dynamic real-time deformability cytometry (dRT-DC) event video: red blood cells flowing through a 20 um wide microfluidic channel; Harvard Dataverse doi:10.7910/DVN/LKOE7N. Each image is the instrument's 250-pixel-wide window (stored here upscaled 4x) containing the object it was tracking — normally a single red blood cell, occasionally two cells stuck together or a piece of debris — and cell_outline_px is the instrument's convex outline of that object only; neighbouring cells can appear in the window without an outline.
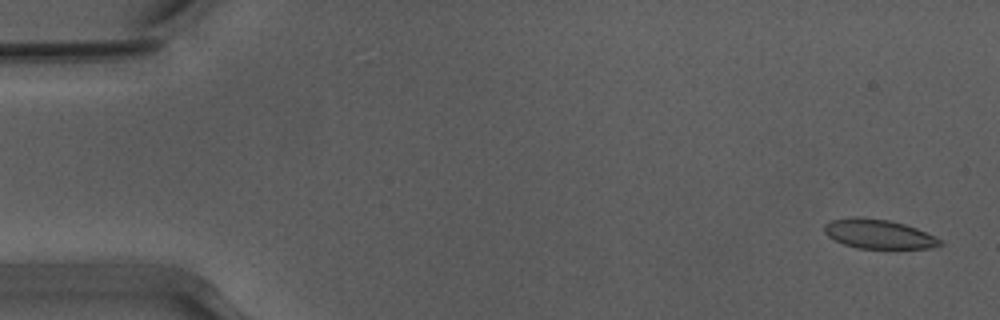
{"species": "Egyptian fruit bat (a non-hibernating species)", "species_latin": "Rousettus aegyptiacus", "temperature_condition": "warm", "stored_images_in_passage": 53, "camera_frame_rate_fps": 3000, "um_per_image_px": 0.085, "animal": {"sex": "male"}, "frame": {"image": 1, "passage_image": 2, "time_ms": 0.333, "image_size_px": [1000, 320], "cell_outline_px": [[944, 244], [932, 248], [856, 248], [844, 244], [828, 236], [824, 232], [824, 224], [832, 220], [860, 216], [888, 220], [904, 224], [916, 228], [944, 240]], "centroid_in_image_um": [74.71, 19.89], "position_along_channel_um": 10.3, "area_um2": 19.71}}
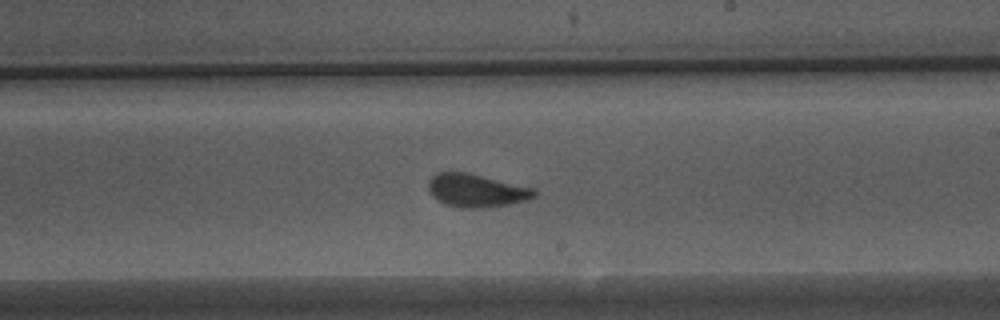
{"frame": {"image": 2, "passage_image": 31, "time_ms": 10.0, "image_size_px": [1000, 320], "cell_outline_px": [[540, 192], [536, 196], [528, 200], [508, 204], [480, 208], [460, 208], [444, 204], [428, 188], [428, 180], [436, 172], [468, 172], [536, 188]], "centroid_in_image_um": [40.56, 16.18], "position_along_channel_um": 248.4, "area_um2": 20.58}}
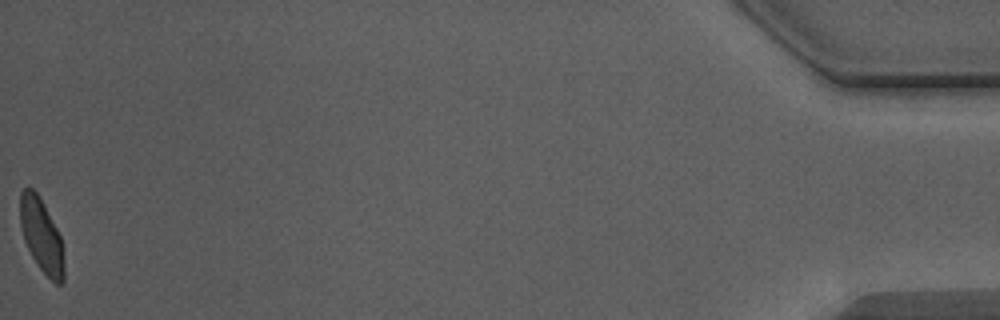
{"frame": {"image": 3, "passage_image": 53, "time_ms": 17.333, "image_size_px": [1000, 320], "cell_outline_px": [[64, 280], [60, 284], [56, 284], [40, 268], [32, 256], [24, 240], [20, 224], [20, 192], [24, 188], [32, 188], [36, 192], [56, 228], [60, 236], [64, 260]], "centroid_in_image_um": [3.52, 20.04], "position_along_channel_um": 431.7, "area_um2": 18.38}, "authors_computed_cell_mechanics": {"area_um2": 20.2878, "velocity_mm_per_s": 3.9172, "shape_relaxation_time_tau1_ms": 3.7325, "shape_relaxation_time_tau2_ms": null, "deformation_change_tau1": 0.1337, "deformation_change_tau2": null}}